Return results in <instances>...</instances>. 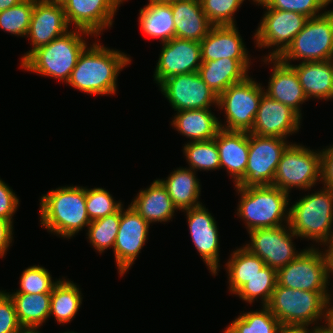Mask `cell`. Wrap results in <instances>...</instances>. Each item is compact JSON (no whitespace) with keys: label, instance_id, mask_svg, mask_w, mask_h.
Instances as JSON below:
<instances>
[{"label":"cell","instance_id":"obj_1","mask_svg":"<svg viewBox=\"0 0 333 333\" xmlns=\"http://www.w3.org/2000/svg\"><path fill=\"white\" fill-rule=\"evenodd\" d=\"M130 62L127 54L94 42L79 56L67 83L84 93L114 95L117 76Z\"/></svg>","mask_w":333,"mask_h":333},{"label":"cell","instance_id":"obj_2","mask_svg":"<svg viewBox=\"0 0 333 333\" xmlns=\"http://www.w3.org/2000/svg\"><path fill=\"white\" fill-rule=\"evenodd\" d=\"M40 201V223L54 235L71 238L91 222L86 187H59L42 195Z\"/></svg>","mask_w":333,"mask_h":333},{"label":"cell","instance_id":"obj_3","mask_svg":"<svg viewBox=\"0 0 333 333\" xmlns=\"http://www.w3.org/2000/svg\"><path fill=\"white\" fill-rule=\"evenodd\" d=\"M82 35L93 36L80 29L69 30L49 44L34 50L20 64L21 67L36 74L59 79L67 84L79 56L87 47V42Z\"/></svg>","mask_w":333,"mask_h":333},{"label":"cell","instance_id":"obj_4","mask_svg":"<svg viewBox=\"0 0 333 333\" xmlns=\"http://www.w3.org/2000/svg\"><path fill=\"white\" fill-rule=\"evenodd\" d=\"M289 209V226L297 238L311 239L327 248L333 243V189L324 186Z\"/></svg>","mask_w":333,"mask_h":333},{"label":"cell","instance_id":"obj_5","mask_svg":"<svg viewBox=\"0 0 333 333\" xmlns=\"http://www.w3.org/2000/svg\"><path fill=\"white\" fill-rule=\"evenodd\" d=\"M240 194L237 216L246 223L247 231L273 228L289 224V193L275 186L242 188L235 186Z\"/></svg>","mask_w":333,"mask_h":333},{"label":"cell","instance_id":"obj_6","mask_svg":"<svg viewBox=\"0 0 333 333\" xmlns=\"http://www.w3.org/2000/svg\"><path fill=\"white\" fill-rule=\"evenodd\" d=\"M329 292L296 290L276 284L267 307L281 326H306L323 318L331 302Z\"/></svg>","mask_w":333,"mask_h":333},{"label":"cell","instance_id":"obj_7","mask_svg":"<svg viewBox=\"0 0 333 333\" xmlns=\"http://www.w3.org/2000/svg\"><path fill=\"white\" fill-rule=\"evenodd\" d=\"M278 59L287 65L298 59L302 62L333 60V10L309 18Z\"/></svg>","mask_w":333,"mask_h":333},{"label":"cell","instance_id":"obj_8","mask_svg":"<svg viewBox=\"0 0 333 333\" xmlns=\"http://www.w3.org/2000/svg\"><path fill=\"white\" fill-rule=\"evenodd\" d=\"M331 260L326 249H303L302 253L288 265L277 271L280 286L312 292H328Z\"/></svg>","mask_w":333,"mask_h":333},{"label":"cell","instance_id":"obj_9","mask_svg":"<svg viewBox=\"0 0 333 333\" xmlns=\"http://www.w3.org/2000/svg\"><path fill=\"white\" fill-rule=\"evenodd\" d=\"M321 181V152L291 143L283 153L272 186L289 193L291 188L309 190Z\"/></svg>","mask_w":333,"mask_h":333},{"label":"cell","instance_id":"obj_10","mask_svg":"<svg viewBox=\"0 0 333 333\" xmlns=\"http://www.w3.org/2000/svg\"><path fill=\"white\" fill-rule=\"evenodd\" d=\"M265 88L249 76L242 82L231 85L218 96V108L225 110L227 131L250 132Z\"/></svg>","mask_w":333,"mask_h":333},{"label":"cell","instance_id":"obj_11","mask_svg":"<svg viewBox=\"0 0 333 333\" xmlns=\"http://www.w3.org/2000/svg\"><path fill=\"white\" fill-rule=\"evenodd\" d=\"M285 140L249 133L248 162L244 179L238 186L248 188L272 185L278 163L290 145Z\"/></svg>","mask_w":333,"mask_h":333},{"label":"cell","instance_id":"obj_12","mask_svg":"<svg viewBox=\"0 0 333 333\" xmlns=\"http://www.w3.org/2000/svg\"><path fill=\"white\" fill-rule=\"evenodd\" d=\"M253 1L266 9L256 33H254L256 46L259 48L276 46L275 50L270 51L267 58H278L304 28L309 18L297 12L270 9L261 0Z\"/></svg>","mask_w":333,"mask_h":333},{"label":"cell","instance_id":"obj_13","mask_svg":"<svg viewBox=\"0 0 333 333\" xmlns=\"http://www.w3.org/2000/svg\"><path fill=\"white\" fill-rule=\"evenodd\" d=\"M273 228H258L249 231L250 243L243 245L276 271L295 260L301 253L294 248V236L289 224ZM285 226V227H284ZM288 228V229H287Z\"/></svg>","mask_w":333,"mask_h":333},{"label":"cell","instance_id":"obj_14","mask_svg":"<svg viewBox=\"0 0 333 333\" xmlns=\"http://www.w3.org/2000/svg\"><path fill=\"white\" fill-rule=\"evenodd\" d=\"M162 94L175 111L211 109L218 106V96L198 72L169 77L159 85Z\"/></svg>","mask_w":333,"mask_h":333},{"label":"cell","instance_id":"obj_15","mask_svg":"<svg viewBox=\"0 0 333 333\" xmlns=\"http://www.w3.org/2000/svg\"><path fill=\"white\" fill-rule=\"evenodd\" d=\"M150 224L130 205L121 208V220L114 244V256L120 276L133 265L142 247L147 241Z\"/></svg>","mask_w":333,"mask_h":333},{"label":"cell","instance_id":"obj_16","mask_svg":"<svg viewBox=\"0 0 333 333\" xmlns=\"http://www.w3.org/2000/svg\"><path fill=\"white\" fill-rule=\"evenodd\" d=\"M202 64L200 42L173 38L162 44L154 72V80L160 85L169 77L198 72Z\"/></svg>","mask_w":333,"mask_h":333},{"label":"cell","instance_id":"obj_17","mask_svg":"<svg viewBox=\"0 0 333 333\" xmlns=\"http://www.w3.org/2000/svg\"><path fill=\"white\" fill-rule=\"evenodd\" d=\"M125 0H68L64 5L68 25L86 31L93 36L112 27L113 17Z\"/></svg>","mask_w":333,"mask_h":333},{"label":"cell","instance_id":"obj_18","mask_svg":"<svg viewBox=\"0 0 333 333\" xmlns=\"http://www.w3.org/2000/svg\"><path fill=\"white\" fill-rule=\"evenodd\" d=\"M301 119L289 106L263 93L249 133L287 139V135L298 132Z\"/></svg>","mask_w":333,"mask_h":333},{"label":"cell","instance_id":"obj_19","mask_svg":"<svg viewBox=\"0 0 333 333\" xmlns=\"http://www.w3.org/2000/svg\"><path fill=\"white\" fill-rule=\"evenodd\" d=\"M203 205L186 211L190 235L204 263L215 276L219 271V232L214 217Z\"/></svg>","mask_w":333,"mask_h":333},{"label":"cell","instance_id":"obj_20","mask_svg":"<svg viewBox=\"0 0 333 333\" xmlns=\"http://www.w3.org/2000/svg\"><path fill=\"white\" fill-rule=\"evenodd\" d=\"M68 26L63 6L36 0L27 34L33 47L24 54L20 62L22 63L37 48L49 44L69 31Z\"/></svg>","mask_w":333,"mask_h":333},{"label":"cell","instance_id":"obj_21","mask_svg":"<svg viewBox=\"0 0 333 333\" xmlns=\"http://www.w3.org/2000/svg\"><path fill=\"white\" fill-rule=\"evenodd\" d=\"M264 62L273 63L268 88L264 93L274 100L289 106L302 118L300 104H303L308 98L303 91L296 71L278 58H267L265 56Z\"/></svg>","mask_w":333,"mask_h":333},{"label":"cell","instance_id":"obj_22","mask_svg":"<svg viewBox=\"0 0 333 333\" xmlns=\"http://www.w3.org/2000/svg\"><path fill=\"white\" fill-rule=\"evenodd\" d=\"M220 157V168H225L238 186L244 179L249 153V132L221 129L214 138Z\"/></svg>","mask_w":333,"mask_h":333},{"label":"cell","instance_id":"obj_23","mask_svg":"<svg viewBox=\"0 0 333 333\" xmlns=\"http://www.w3.org/2000/svg\"><path fill=\"white\" fill-rule=\"evenodd\" d=\"M202 62L230 59H250L242 37L235 26H213L200 42Z\"/></svg>","mask_w":333,"mask_h":333},{"label":"cell","instance_id":"obj_24","mask_svg":"<svg viewBox=\"0 0 333 333\" xmlns=\"http://www.w3.org/2000/svg\"><path fill=\"white\" fill-rule=\"evenodd\" d=\"M171 8L175 38L201 42L213 27L200 0H175L171 2Z\"/></svg>","mask_w":333,"mask_h":333},{"label":"cell","instance_id":"obj_25","mask_svg":"<svg viewBox=\"0 0 333 333\" xmlns=\"http://www.w3.org/2000/svg\"><path fill=\"white\" fill-rule=\"evenodd\" d=\"M250 59H230L202 62L198 73L208 87L219 96L231 85L244 81L248 75Z\"/></svg>","mask_w":333,"mask_h":333},{"label":"cell","instance_id":"obj_26","mask_svg":"<svg viewBox=\"0 0 333 333\" xmlns=\"http://www.w3.org/2000/svg\"><path fill=\"white\" fill-rule=\"evenodd\" d=\"M130 206L149 224L152 222H168L177 208L174 206L166 187L157 179L139 191Z\"/></svg>","mask_w":333,"mask_h":333},{"label":"cell","instance_id":"obj_27","mask_svg":"<svg viewBox=\"0 0 333 333\" xmlns=\"http://www.w3.org/2000/svg\"><path fill=\"white\" fill-rule=\"evenodd\" d=\"M296 71L306 97L333 99V60L290 64Z\"/></svg>","mask_w":333,"mask_h":333},{"label":"cell","instance_id":"obj_28","mask_svg":"<svg viewBox=\"0 0 333 333\" xmlns=\"http://www.w3.org/2000/svg\"><path fill=\"white\" fill-rule=\"evenodd\" d=\"M171 122L174 128L193 141H206L216 137L221 130L220 121L209 109L181 110Z\"/></svg>","mask_w":333,"mask_h":333},{"label":"cell","instance_id":"obj_29","mask_svg":"<svg viewBox=\"0 0 333 333\" xmlns=\"http://www.w3.org/2000/svg\"><path fill=\"white\" fill-rule=\"evenodd\" d=\"M196 171L190 168H177L167 177L159 179L166 187L177 210L191 209L202 205L199 200L201 185L195 176Z\"/></svg>","mask_w":333,"mask_h":333},{"label":"cell","instance_id":"obj_30","mask_svg":"<svg viewBox=\"0 0 333 333\" xmlns=\"http://www.w3.org/2000/svg\"><path fill=\"white\" fill-rule=\"evenodd\" d=\"M6 293L13 301L18 322L24 330H37L49 318L51 293Z\"/></svg>","mask_w":333,"mask_h":333},{"label":"cell","instance_id":"obj_31","mask_svg":"<svg viewBox=\"0 0 333 333\" xmlns=\"http://www.w3.org/2000/svg\"><path fill=\"white\" fill-rule=\"evenodd\" d=\"M139 24L148 36L159 38L161 43L175 38V23L171 2H149L140 10Z\"/></svg>","mask_w":333,"mask_h":333},{"label":"cell","instance_id":"obj_32","mask_svg":"<svg viewBox=\"0 0 333 333\" xmlns=\"http://www.w3.org/2000/svg\"><path fill=\"white\" fill-rule=\"evenodd\" d=\"M79 287L70 280H58L51 292L50 313L60 324L73 320L82 304Z\"/></svg>","mask_w":333,"mask_h":333},{"label":"cell","instance_id":"obj_33","mask_svg":"<svg viewBox=\"0 0 333 333\" xmlns=\"http://www.w3.org/2000/svg\"><path fill=\"white\" fill-rule=\"evenodd\" d=\"M265 266L266 264L262 259L249 252L245 247L233 251L226 263L230 292L235 294Z\"/></svg>","mask_w":333,"mask_h":333},{"label":"cell","instance_id":"obj_34","mask_svg":"<svg viewBox=\"0 0 333 333\" xmlns=\"http://www.w3.org/2000/svg\"><path fill=\"white\" fill-rule=\"evenodd\" d=\"M239 315L224 333H277L281 324L267 306Z\"/></svg>","mask_w":333,"mask_h":333},{"label":"cell","instance_id":"obj_35","mask_svg":"<svg viewBox=\"0 0 333 333\" xmlns=\"http://www.w3.org/2000/svg\"><path fill=\"white\" fill-rule=\"evenodd\" d=\"M276 284L277 271L266 265L257 275L249 279L235 294L250 304L261 298L262 306H267L271 300Z\"/></svg>","mask_w":333,"mask_h":333},{"label":"cell","instance_id":"obj_36","mask_svg":"<svg viewBox=\"0 0 333 333\" xmlns=\"http://www.w3.org/2000/svg\"><path fill=\"white\" fill-rule=\"evenodd\" d=\"M183 153L192 170L220 169V157L215 139L206 141H189L184 145Z\"/></svg>","mask_w":333,"mask_h":333},{"label":"cell","instance_id":"obj_37","mask_svg":"<svg viewBox=\"0 0 333 333\" xmlns=\"http://www.w3.org/2000/svg\"><path fill=\"white\" fill-rule=\"evenodd\" d=\"M120 220L121 209L114 214L90 222L87 227V238L96 251L102 253L107 248L114 249Z\"/></svg>","mask_w":333,"mask_h":333},{"label":"cell","instance_id":"obj_38","mask_svg":"<svg viewBox=\"0 0 333 333\" xmlns=\"http://www.w3.org/2000/svg\"><path fill=\"white\" fill-rule=\"evenodd\" d=\"M35 1L22 0L17 5L1 11L0 28L8 33L27 37Z\"/></svg>","mask_w":333,"mask_h":333},{"label":"cell","instance_id":"obj_39","mask_svg":"<svg viewBox=\"0 0 333 333\" xmlns=\"http://www.w3.org/2000/svg\"><path fill=\"white\" fill-rule=\"evenodd\" d=\"M105 188H86V209L90 221L118 212L123 206Z\"/></svg>","mask_w":333,"mask_h":333},{"label":"cell","instance_id":"obj_40","mask_svg":"<svg viewBox=\"0 0 333 333\" xmlns=\"http://www.w3.org/2000/svg\"><path fill=\"white\" fill-rule=\"evenodd\" d=\"M58 282L52 280L50 272L42 266H30L25 269L20 277V289L13 293H51Z\"/></svg>","mask_w":333,"mask_h":333},{"label":"cell","instance_id":"obj_41","mask_svg":"<svg viewBox=\"0 0 333 333\" xmlns=\"http://www.w3.org/2000/svg\"><path fill=\"white\" fill-rule=\"evenodd\" d=\"M244 0H200L202 10L213 26H235L234 13Z\"/></svg>","mask_w":333,"mask_h":333},{"label":"cell","instance_id":"obj_42","mask_svg":"<svg viewBox=\"0 0 333 333\" xmlns=\"http://www.w3.org/2000/svg\"><path fill=\"white\" fill-rule=\"evenodd\" d=\"M270 9L288 12H297L308 18L321 15L319 11L324 9L330 0H261Z\"/></svg>","mask_w":333,"mask_h":333},{"label":"cell","instance_id":"obj_43","mask_svg":"<svg viewBox=\"0 0 333 333\" xmlns=\"http://www.w3.org/2000/svg\"><path fill=\"white\" fill-rule=\"evenodd\" d=\"M23 330L11 297L5 291H0V333H21Z\"/></svg>","mask_w":333,"mask_h":333},{"label":"cell","instance_id":"obj_44","mask_svg":"<svg viewBox=\"0 0 333 333\" xmlns=\"http://www.w3.org/2000/svg\"><path fill=\"white\" fill-rule=\"evenodd\" d=\"M19 205V199L13 190L0 179V218L13 223L12 216Z\"/></svg>","mask_w":333,"mask_h":333},{"label":"cell","instance_id":"obj_45","mask_svg":"<svg viewBox=\"0 0 333 333\" xmlns=\"http://www.w3.org/2000/svg\"><path fill=\"white\" fill-rule=\"evenodd\" d=\"M321 152V182L325 187L333 189V145Z\"/></svg>","mask_w":333,"mask_h":333},{"label":"cell","instance_id":"obj_46","mask_svg":"<svg viewBox=\"0 0 333 333\" xmlns=\"http://www.w3.org/2000/svg\"><path fill=\"white\" fill-rule=\"evenodd\" d=\"M13 223L0 218V257L6 255L8 247L13 240Z\"/></svg>","mask_w":333,"mask_h":333},{"label":"cell","instance_id":"obj_47","mask_svg":"<svg viewBox=\"0 0 333 333\" xmlns=\"http://www.w3.org/2000/svg\"><path fill=\"white\" fill-rule=\"evenodd\" d=\"M325 326H315L310 331L306 326H281L277 333H317V330L323 329Z\"/></svg>","mask_w":333,"mask_h":333},{"label":"cell","instance_id":"obj_48","mask_svg":"<svg viewBox=\"0 0 333 333\" xmlns=\"http://www.w3.org/2000/svg\"><path fill=\"white\" fill-rule=\"evenodd\" d=\"M331 304L332 303H330L329 307H328L327 318H326V323H325V327H324V329L328 333H333V305H331Z\"/></svg>","mask_w":333,"mask_h":333},{"label":"cell","instance_id":"obj_49","mask_svg":"<svg viewBox=\"0 0 333 333\" xmlns=\"http://www.w3.org/2000/svg\"><path fill=\"white\" fill-rule=\"evenodd\" d=\"M22 0H0V12L17 5Z\"/></svg>","mask_w":333,"mask_h":333},{"label":"cell","instance_id":"obj_50","mask_svg":"<svg viewBox=\"0 0 333 333\" xmlns=\"http://www.w3.org/2000/svg\"><path fill=\"white\" fill-rule=\"evenodd\" d=\"M331 260V274H333V243L327 248Z\"/></svg>","mask_w":333,"mask_h":333},{"label":"cell","instance_id":"obj_51","mask_svg":"<svg viewBox=\"0 0 333 333\" xmlns=\"http://www.w3.org/2000/svg\"><path fill=\"white\" fill-rule=\"evenodd\" d=\"M43 1L63 6L68 0H43Z\"/></svg>","mask_w":333,"mask_h":333},{"label":"cell","instance_id":"obj_52","mask_svg":"<svg viewBox=\"0 0 333 333\" xmlns=\"http://www.w3.org/2000/svg\"><path fill=\"white\" fill-rule=\"evenodd\" d=\"M149 2H166V3H169V2H172V1H175V0H148Z\"/></svg>","mask_w":333,"mask_h":333},{"label":"cell","instance_id":"obj_53","mask_svg":"<svg viewBox=\"0 0 333 333\" xmlns=\"http://www.w3.org/2000/svg\"><path fill=\"white\" fill-rule=\"evenodd\" d=\"M21 333H41L38 330H23Z\"/></svg>","mask_w":333,"mask_h":333},{"label":"cell","instance_id":"obj_54","mask_svg":"<svg viewBox=\"0 0 333 333\" xmlns=\"http://www.w3.org/2000/svg\"><path fill=\"white\" fill-rule=\"evenodd\" d=\"M317 333H328L324 328L317 330Z\"/></svg>","mask_w":333,"mask_h":333}]
</instances>
